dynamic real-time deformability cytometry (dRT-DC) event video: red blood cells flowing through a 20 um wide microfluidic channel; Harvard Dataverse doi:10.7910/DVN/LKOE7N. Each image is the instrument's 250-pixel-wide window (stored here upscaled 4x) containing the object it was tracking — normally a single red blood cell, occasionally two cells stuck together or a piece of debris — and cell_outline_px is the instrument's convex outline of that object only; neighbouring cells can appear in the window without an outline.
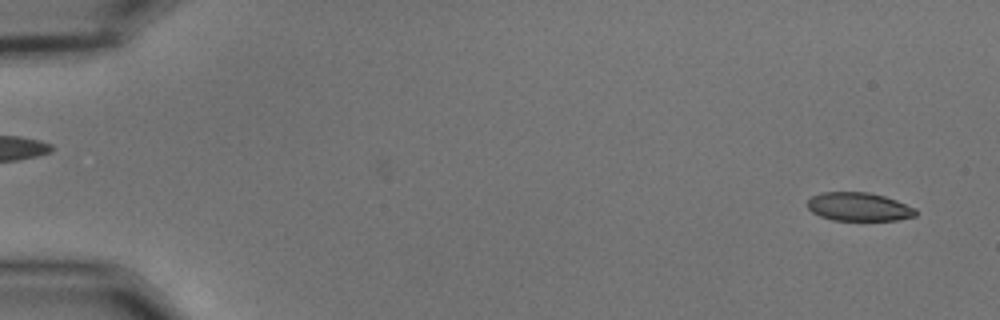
{"species": "common noctule bat (a hibernating species)", "species_latin": "Nyctalus noctula", "temperature_condition": "cold", "stored_images_in_passage": 50, "camera_frame_rate_fps": 3000, "um_per_image_px": 0.085, "animal": {"sex": "male", "body_mass_g": 15.6}, "frame": {"image": 1, "passage_image": 3, "time_ms": 0.667, "image_size_px": [1000, 320], "cell_outline_px": [[916, 216], [896, 220], [832, 220], [820, 216], [812, 212], [808, 208], [808, 200], [812, 196], [820, 192], [868, 192], [884, 196], [896, 200], [916, 208]], "centroid_in_image_um": [72.99, 17.57], "position_along_channel_um": 12.0, "area_um2": 17.98}}
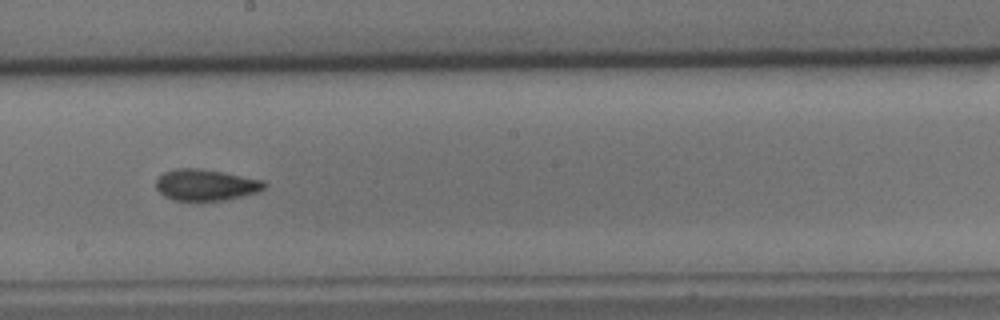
{"frame": {"image": 2, "passage_image": 32, "time_ms": 10.333, "image_size_px": [1000, 320], "cell_outline_px": [[268, 184], [264, 188], [256, 192], [224, 200], [172, 200], [164, 196], [156, 188], [156, 180], [164, 172], [176, 168], [200, 168], [224, 172], [264, 180]], "centroid_in_image_um": [17.49, 15.7], "position_along_channel_um": 230.7, "area_um2": 19.71}}
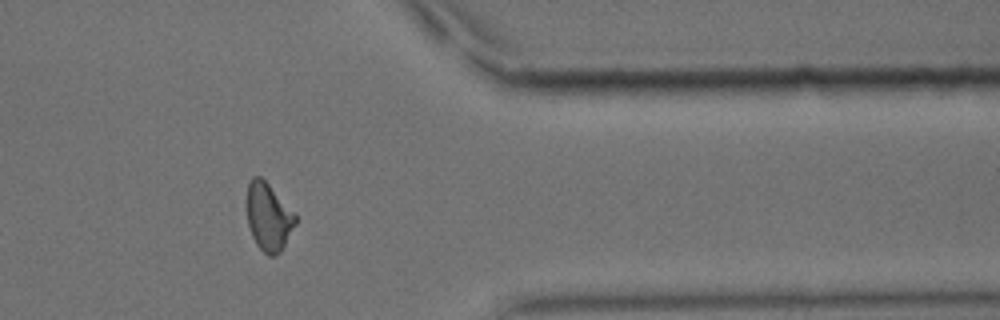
{"frame": {"image": 3, "passage_image": 46, "time_ms": 15.0, "image_size_px": [1000, 320], "cell_outline_px": [[296, 224], [280, 252], [272, 256], [268, 256], [256, 244], [252, 236], [248, 224], [248, 184], [252, 176], [260, 176], [296, 212]], "centroid_in_image_um": [22.85, 18.43], "position_along_channel_um": 388.6, "area_um2": 19.02}, "authors_computed_cell_mechanics": {"area_um2": 19.4497, "velocity_mm_per_s": 3.6598, "shape_relaxation_time_tau1_ms": 8.6971, "shape_relaxation_time_tau2_ms": 3.4064, "deformation_change_tau1": 0.1856, "deformation_change_tau2": 0.0941}}